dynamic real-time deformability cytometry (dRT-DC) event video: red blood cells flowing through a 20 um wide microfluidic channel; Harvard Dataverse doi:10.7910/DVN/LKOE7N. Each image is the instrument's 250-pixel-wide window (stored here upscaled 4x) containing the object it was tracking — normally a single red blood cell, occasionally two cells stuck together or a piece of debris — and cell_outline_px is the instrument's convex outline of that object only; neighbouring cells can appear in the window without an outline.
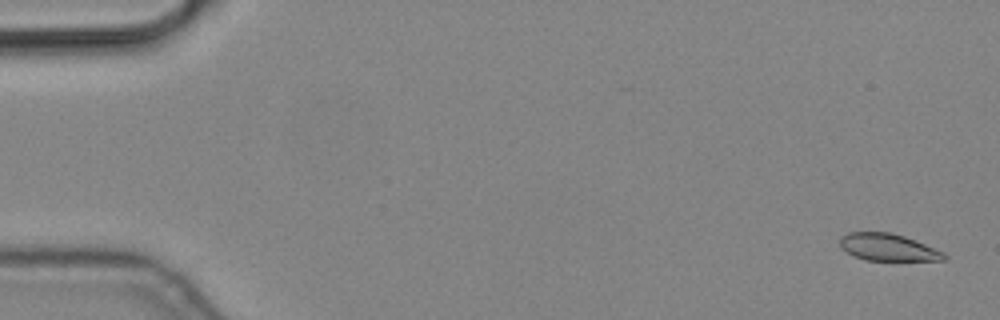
{"species": "common noctule bat (a hibernating species)", "species_latin": "Nyctalus noctula", "temperature_condition": "cold", "stored_images_in_passage": 5, "camera_frame_rate_fps": 3000, "um_per_image_px": 0.085, "animal": {"sex": "male", "body_mass_g": 19.2, "forearm_length_mm": 51.8}, "frame": {"image": 1, "passage_image": 1, "time_ms": 0.0, "image_size_px": [1000, 320], "cell_outline_px": [[948, 256], [944, 260], [864, 260], [840, 248], [840, 236], [848, 232], [888, 232], [904, 236], [944, 252]], "centroid_in_image_um": [75.45, 21.01], "position_along_channel_um": 9.5, "area_um2": 16.3}}